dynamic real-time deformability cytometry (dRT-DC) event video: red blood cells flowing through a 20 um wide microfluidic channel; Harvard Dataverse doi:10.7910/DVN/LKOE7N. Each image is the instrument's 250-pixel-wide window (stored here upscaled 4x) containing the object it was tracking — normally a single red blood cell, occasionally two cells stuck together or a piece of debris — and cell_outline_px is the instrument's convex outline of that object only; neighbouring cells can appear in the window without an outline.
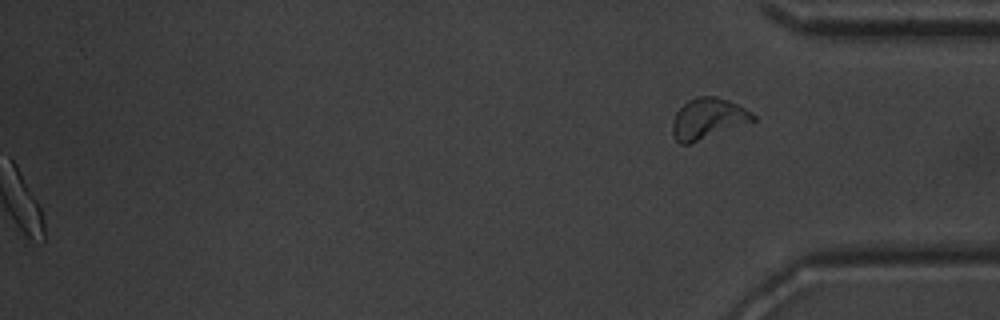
{"species": "common noctule bat (a hibernating species)", "species_latin": "Nyctalus noctula", "temperature_condition": "warm", "stored_images_in_passage": 53, "segment_of_instrument_passage": [2, 2], "camera_frame_rate_fps": 3000, "um_per_image_px": 0.085, "animal": {"sex": "male", "body_mass_g": 20.1, "forearm_length_mm": 53.5}, "frame": {"image": 1, "passage_image": 53, "time_ms": 17.333, "image_size_px": [1000, 320], "cell_outline_px": [[756, 120], [688, 144], [680, 144], [676, 140], [672, 132], [672, 120], [676, 112], [688, 100], [696, 96], [716, 96], [728, 100], [752, 112], [756, 116]], "centroid_in_image_um": [60.15, 10.07], "position_along_channel_um": 375.0, "area_um2": 18.96}}